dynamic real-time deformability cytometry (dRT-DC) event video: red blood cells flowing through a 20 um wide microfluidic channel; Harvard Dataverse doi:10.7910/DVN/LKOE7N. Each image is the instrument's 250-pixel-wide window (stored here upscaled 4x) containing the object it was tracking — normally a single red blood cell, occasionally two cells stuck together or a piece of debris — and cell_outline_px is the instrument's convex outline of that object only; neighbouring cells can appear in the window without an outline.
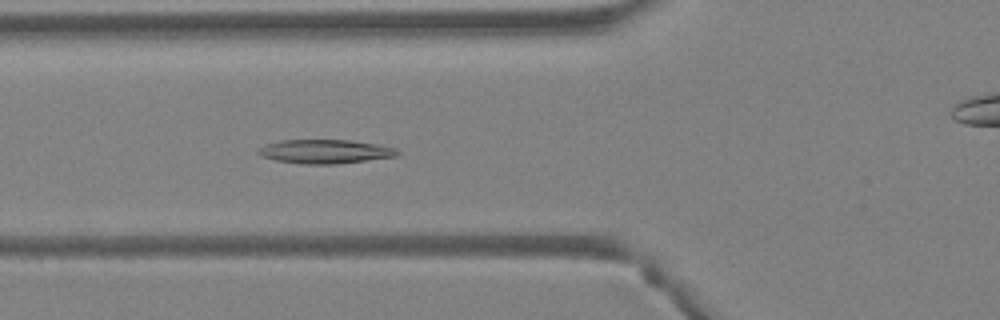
{"species": "Egyptian fruit bat (a non-hibernating species)", "species_latin": "Rousettus aegyptiacus", "temperature_condition": "warm", "stored_images_in_passage": 29, "camera_frame_rate_fps": 3000, "um_per_image_px": 0.085, "animal": {"sex": "female"}, "frame": {"image": 1, "passage_image": 7, "time_ms": 2.0, "image_size_px": [1000, 320], "cell_outline_px": [[400, 152], [396, 156], [336, 164], [304, 164], [276, 160], [260, 156], [256, 152], [256, 148], [280, 140], [348, 140], [376, 144], [396, 148]], "centroid_in_image_um": [27.59, 12.88], "position_along_channel_um": 98.2, "area_um2": 19.31}}
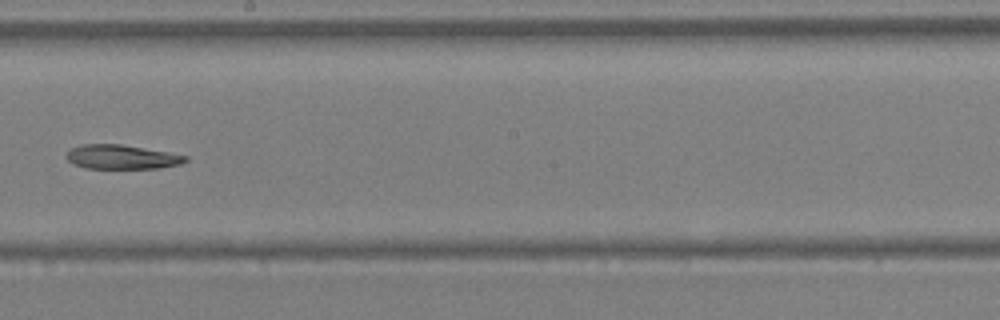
{"frame": {"image": 2, "passage_image": 16, "time_ms": 5.0, "image_size_px": [1000, 320], "cell_outline_px": [[188, 160], [180, 164], [160, 168], [84, 168], [72, 164], [64, 156], [72, 148], [80, 144], [120, 144], [168, 152], [188, 156]], "centroid_in_image_um": [10.32, 13.34], "position_along_channel_um": 237.9, "area_um2": 16.82}}
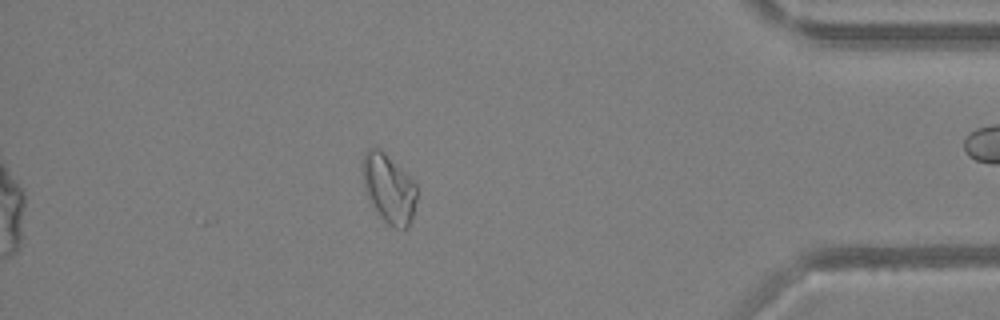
{"frame": {"image": 3, "passage_image": 29, "time_ms": 9.333, "image_size_px": [1000, 320], "cell_outline_px": [[416, 200], [412, 220], [404, 228], [388, 224], [380, 216], [372, 204], [364, 188], [360, 164], [368, 148], [380, 148], [416, 184]], "centroid_in_image_um": [33.02, 15.99], "position_along_channel_um": 402.2, "area_um2": 21.39}}